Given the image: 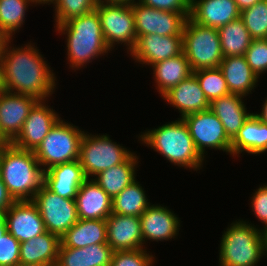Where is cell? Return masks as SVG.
I'll return each mask as SVG.
<instances>
[{"mask_svg":"<svg viewBox=\"0 0 267 266\" xmlns=\"http://www.w3.org/2000/svg\"><path fill=\"white\" fill-rule=\"evenodd\" d=\"M182 35L183 53L193 72L219 68L224 57L216 28L199 25L188 17Z\"/></svg>","mask_w":267,"mask_h":266,"instance_id":"7","label":"cell"},{"mask_svg":"<svg viewBox=\"0 0 267 266\" xmlns=\"http://www.w3.org/2000/svg\"><path fill=\"white\" fill-rule=\"evenodd\" d=\"M188 127L195 147L204 158L207 149L220 150L231 155V139L225 132L222 122L210 110L186 115L182 118Z\"/></svg>","mask_w":267,"mask_h":266,"instance_id":"11","label":"cell"},{"mask_svg":"<svg viewBox=\"0 0 267 266\" xmlns=\"http://www.w3.org/2000/svg\"><path fill=\"white\" fill-rule=\"evenodd\" d=\"M251 199V212L257 217L258 221L264 224L260 227L263 232L267 231V184L259 187L252 194Z\"/></svg>","mask_w":267,"mask_h":266,"instance_id":"40","label":"cell"},{"mask_svg":"<svg viewBox=\"0 0 267 266\" xmlns=\"http://www.w3.org/2000/svg\"><path fill=\"white\" fill-rule=\"evenodd\" d=\"M60 247L84 248L107 243L106 220L79 219L61 238Z\"/></svg>","mask_w":267,"mask_h":266,"instance_id":"28","label":"cell"},{"mask_svg":"<svg viewBox=\"0 0 267 266\" xmlns=\"http://www.w3.org/2000/svg\"><path fill=\"white\" fill-rule=\"evenodd\" d=\"M47 102L48 100L38 101L30 110L20 134L12 142L15 147L35 151L61 118Z\"/></svg>","mask_w":267,"mask_h":266,"instance_id":"13","label":"cell"},{"mask_svg":"<svg viewBox=\"0 0 267 266\" xmlns=\"http://www.w3.org/2000/svg\"><path fill=\"white\" fill-rule=\"evenodd\" d=\"M6 91V86H5V80H4V72H3V64L2 60L0 57V93Z\"/></svg>","mask_w":267,"mask_h":266,"instance_id":"46","label":"cell"},{"mask_svg":"<svg viewBox=\"0 0 267 266\" xmlns=\"http://www.w3.org/2000/svg\"><path fill=\"white\" fill-rule=\"evenodd\" d=\"M37 6L34 0H0V36L14 38L24 25L28 7Z\"/></svg>","mask_w":267,"mask_h":266,"instance_id":"32","label":"cell"},{"mask_svg":"<svg viewBox=\"0 0 267 266\" xmlns=\"http://www.w3.org/2000/svg\"><path fill=\"white\" fill-rule=\"evenodd\" d=\"M266 256L265 235L251 221L237 219L224 230L219 247V264L258 266Z\"/></svg>","mask_w":267,"mask_h":266,"instance_id":"5","label":"cell"},{"mask_svg":"<svg viewBox=\"0 0 267 266\" xmlns=\"http://www.w3.org/2000/svg\"><path fill=\"white\" fill-rule=\"evenodd\" d=\"M20 242L8 231L0 236V266H16L20 263Z\"/></svg>","mask_w":267,"mask_h":266,"instance_id":"38","label":"cell"},{"mask_svg":"<svg viewBox=\"0 0 267 266\" xmlns=\"http://www.w3.org/2000/svg\"><path fill=\"white\" fill-rule=\"evenodd\" d=\"M170 107L178 109L180 118L186 115L206 111L210 109V103L206 99L203 90L194 74L171 88L162 97Z\"/></svg>","mask_w":267,"mask_h":266,"instance_id":"20","label":"cell"},{"mask_svg":"<svg viewBox=\"0 0 267 266\" xmlns=\"http://www.w3.org/2000/svg\"><path fill=\"white\" fill-rule=\"evenodd\" d=\"M138 2L159 10L190 13V0H138Z\"/></svg>","mask_w":267,"mask_h":266,"instance_id":"42","label":"cell"},{"mask_svg":"<svg viewBox=\"0 0 267 266\" xmlns=\"http://www.w3.org/2000/svg\"><path fill=\"white\" fill-rule=\"evenodd\" d=\"M4 217L7 231L20 243L46 232L39 210L32 201H15Z\"/></svg>","mask_w":267,"mask_h":266,"instance_id":"17","label":"cell"},{"mask_svg":"<svg viewBox=\"0 0 267 266\" xmlns=\"http://www.w3.org/2000/svg\"><path fill=\"white\" fill-rule=\"evenodd\" d=\"M151 67L154 74L153 80L156 83L155 89L159 92L160 97L193 74L189 61L183 52L175 57L159 61Z\"/></svg>","mask_w":267,"mask_h":266,"instance_id":"27","label":"cell"},{"mask_svg":"<svg viewBox=\"0 0 267 266\" xmlns=\"http://www.w3.org/2000/svg\"><path fill=\"white\" fill-rule=\"evenodd\" d=\"M36 3H37V5L39 6V5H45V4H48V5H50V3L53 1V0H34Z\"/></svg>","mask_w":267,"mask_h":266,"instance_id":"49","label":"cell"},{"mask_svg":"<svg viewBox=\"0 0 267 266\" xmlns=\"http://www.w3.org/2000/svg\"><path fill=\"white\" fill-rule=\"evenodd\" d=\"M6 232H7V226L4 213H0V236H3Z\"/></svg>","mask_w":267,"mask_h":266,"instance_id":"47","label":"cell"},{"mask_svg":"<svg viewBox=\"0 0 267 266\" xmlns=\"http://www.w3.org/2000/svg\"><path fill=\"white\" fill-rule=\"evenodd\" d=\"M133 153L106 133L94 135L85 131L80 142L79 161L86 178L93 179L100 172L125 162Z\"/></svg>","mask_w":267,"mask_h":266,"instance_id":"8","label":"cell"},{"mask_svg":"<svg viewBox=\"0 0 267 266\" xmlns=\"http://www.w3.org/2000/svg\"><path fill=\"white\" fill-rule=\"evenodd\" d=\"M84 248L59 247L55 266H86Z\"/></svg>","mask_w":267,"mask_h":266,"instance_id":"41","label":"cell"},{"mask_svg":"<svg viewBox=\"0 0 267 266\" xmlns=\"http://www.w3.org/2000/svg\"><path fill=\"white\" fill-rule=\"evenodd\" d=\"M38 101L28 95L8 91L0 93V137L5 143H12L17 138L30 110Z\"/></svg>","mask_w":267,"mask_h":266,"instance_id":"14","label":"cell"},{"mask_svg":"<svg viewBox=\"0 0 267 266\" xmlns=\"http://www.w3.org/2000/svg\"><path fill=\"white\" fill-rule=\"evenodd\" d=\"M139 156L133 153L125 162L96 175L93 180L113 199L136 180Z\"/></svg>","mask_w":267,"mask_h":266,"instance_id":"29","label":"cell"},{"mask_svg":"<svg viewBox=\"0 0 267 266\" xmlns=\"http://www.w3.org/2000/svg\"><path fill=\"white\" fill-rule=\"evenodd\" d=\"M240 18L253 40L267 39V0L241 11Z\"/></svg>","mask_w":267,"mask_h":266,"instance_id":"34","label":"cell"},{"mask_svg":"<svg viewBox=\"0 0 267 266\" xmlns=\"http://www.w3.org/2000/svg\"><path fill=\"white\" fill-rule=\"evenodd\" d=\"M106 226L107 244L114 252L143 248L140 217L111 213L106 219Z\"/></svg>","mask_w":267,"mask_h":266,"instance_id":"18","label":"cell"},{"mask_svg":"<svg viewBox=\"0 0 267 266\" xmlns=\"http://www.w3.org/2000/svg\"><path fill=\"white\" fill-rule=\"evenodd\" d=\"M244 97L230 93L210 103V110L222 122L225 132L231 140L252 114L246 108Z\"/></svg>","mask_w":267,"mask_h":266,"instance_id":"25","label":"cell"},{"mask_svg":"<svg viewBox=\"0 0 267 266\" xmlns=\"http://www.w3.org/2000/svg\"><path fill=\"white\" fill-rule=\"evenodd\" d=\"M75 201L79 219L106 220L112 213L111 197L93 179L83 182Z\"/></svg>","mask_w":267,"mask_h":266,"instance_id":"21","label":"cell"},{"mask_svg":"<svg viewBox=\"0 0 267 266\" xmlns=\"http://www.w3.org/2000/svg\"><path fill=\"white\" fill-rule=\"evenodd\" d=\"M0 176L14 201H32L44 183L34 151L6 143L0 150Z\"/></svg>","mask_w":267,"mask_h":266,"instance_id":"4","label":"cell"},{"mask_svg":"<svg viewBox=\"0 0 267 266\" xmlns=\"http://www.w3.org/2000/svg\"><path fill=\"white\" fill-rule=\"evenodd\" d=\"M137 179L112 199V213L140 217L152 204Z\"/></svg>","mask_w":267,"mask_h":266,"instance_id":"30","label":"cell"},{"mask_svg":"<svg viewBox=\"0 0 267 266\" xmlns=\"http://www.w3.org/2000/svg\"><path fill=\"white\" fill-rule=\"evenodd\" d=\"M102 26V32L108 48L113 49L119 44L126 46L129 54L136 45L134 14L131 4L102 3L96 5Z\"/></svg>","mask_w":267,"mask_h":266,"instance_id":"9","label":"cell"},{"mask_svg":"<svg viewBox=\"0 0 267 266\" xmlns=\"http://www.w3.org/2000/svg\"><path fill=\"white\" fill-rule=\"evenodd\" d=\"M244 56L253 72L260 79L267 72V39L252 40Z\"/></svg>","mask_w":267,"mask_h":266,"instance_id":"37","label":"cell"},{"mask_svg":"<svg viewBox=\"0 0 267 266\" xmlns=\"http://www.w3.org/2000/svg\"><path fill=\"white\" fill-rule=\"evenodd\" d=\"M240 14L234 0H190L189 18L202 26L218 29Z\"/></svg>","mask_w":267,"mask_h":266,"instance_id":"19","label":"cell"},{"mask_svg":"<svg viewBox=\"0 0 267 266\" xmlns=\"http://www.w3.org/2000/svg\"><path fill=\"white\" fill-rule=\"evenodd\" d=\"M265 235V250H266V257H267V231L264 232Z\"/></svg>","mask_w":267,"mask_h":266,"instance_id":"51","label":"cell"},{"mask_svg":"<svg viewBox=\"0 0 267 266\" xmlns=\"http://www.w3.org/2000/svg\"><path fill=\"white\" fill-rule=\"evenodd\" d=\"M84 249L86 266H110L114 251L107 243L90 245Z\"/></svg>","mask_w":267,"mask_h":266,"instance_id":"39","label":"cell"},{"mask_svg":"<svg viewBox=\"0 0 267 266\" xmlns=\"http://www.w3.org/2000/svg\"><path fill=\"white\" fill-rule=\"evenodd\" d=\"M240 11L247 9L261 0H234Z\"/></svg>","mask_w":267,"mask_h":266,"instance_id":"44","label":"cell"},{"mask_svg":"<svg viewBox=\"0 0 267 266\" xmlns=\"http://www.w3.org/2000/svg\"><path fill=\"white\" fill-rule=\"evenodd\" d=\"M135 1L138 0H97L98 4H102V3H126V4H132Z\"/></svg>","mask_w":267,"mask_h":266,"instance_id":"48","label":"cell"},{"mask_svg":"<svg viewBox=\"0 0 267 266\" xmlns=\"http://www.w3.org/2000/svg\"><path fill=\"white\" fill-rule=\"evenodd\" d=\"M143 248L148 240L168 241L179 234L180 219L174 211L164 205L152 204L140 216ZM176 236V237H175Z\"/></svg>","mask_w":267,"mask_h":266,"instance_id":"16","label":"cell"},{"mask_svg":"<svg viewBox=\"0 0 267 266\" xmlns=\"http://www.w3.org/2000/svg\"><path fill=\"white\" fill-rule=\"evenodd\" d=\"M16 266H49V265H46V264H22V263H19Z\"/></svg>","mask_w":267,"mask_h":266,"instance_id":"50","label":"cell"},{"mask_svg":"<svg viewBox=\"0 0 267 266\" xmlns=\"http://www.w3.org/2000/svg\"><path fill=\"white\" fill-rule=\"evenodd\" d=\"M137 39L142 35L177 36L183 34L190 13H176L151 8L135 1L131 4Z\"/></svg>","mask_w":267,"mask_h":266,"instance_id":"12","label":"cell"},{"mask_svg":"<svg viewBox=\"0 0 267 266\" xmlns=\"http://www.w3.org/2000/svg\"><path fill=\"white\" fill-rule=\"evenodd\" d=\"M12 41L5 38L0 44L6 91L49 100L57 87L51 66L31 41L18 47L11 46Z\"/></svg>","mask_w":267,"mask_h":266,"instance_id":"1","label":"cell"},{"mask_svg":"<svg viewBox=\"0 0 267 266\" xmlns=\"http://www.w3.org/2000/svg\"><path fill=\"white\" fill-rule=\"evenodd\" d=\"M14 202L0 176V213H5Z\"/></svg>","mask_w":267,"mask_h":266,"instance_id":"43","label":"cell"},{"mask_svg":"<svg viewBox=\"0 0 267 266\" xmlns=\"http://www.w3.org/2000/svg\"><path fill=\"white\" fill-rule=\"evenodd\" d=\"M32 202L39 210L46 231L60 238L79 220L75 199L60 197L44 184Z\"/></svg>","mask_w":267,"mask_h":266,"instance_id":"10","label":"cell"},{"mask_svg":"<svg viewBox=\"0 0 267 266\" xmlns=\"http://www.w3.org/2000/svg\"><path fill=\"white\" fill-rule=\"evenodd\" d=\"M265 152H267V124L252 113L231 140V155L233 158L240 157L241 153L257 156Z\"/></svg>","mask_w":267,"mask_h":266,"instance_id":"23","label":"cell"},{"mask_svg":"<svg viewBox=\"0 0 267 266\" xmlns=\"http://www.w3.org/2000/svg\"><path fill=\"white\" fill-rule=\"evenodd\" d=\"M56 27V28H55ZM56 31L65 37L66 54L69 68L84 69L87 64L101 56L111 53L104 39L101 20L97 10L72 18L54 26Z\"/></svg>","mask_w":267,"mask_h":266,"instance_id":"2","label":"cell"},{"mask_svg":"<svg viewBox=\"0 0 267 266\" xmlns=\"http://www.w3.org/2000/svg\"><path fill=\"white\" fill-rule=\"evenodd\" d=\"M183 52V35H142L129 56L139 65L151 66L159 61L175 57Z\"/></svg>","mask_w":267,"mask_h":266,"instance_id":"15","label":"cell"},{"mask_svg":"<svg viewBox=\"0 0 267 266\" xmlns=\"http://www.w3.org/2000/svg\"><path fill=\"white\" fill-rule=\"evenodd\" d=\"M50 4L55 9L53 17L56 26L95 10L98 3L97 0H53Z\"/></svg>","mask_w":267,"mask_h":266,"instance_id":"35","label":"cell"},{"mask_svg":"<svg viewBox=\"0 0 267 266\" xmlns=\"http://www.w3.org/2000/svg\"><path fill=\"white\" fill-rule=\"evenodd\" d=\"M206 99L213 100L230 94L226 80L219 68L199 69L193 72Z\"/></svg>","mask_w":267,"mask_h":266,"instance_id":"33","label":"cell"},{"mask_svg":"<svg viewBox=\"0 0 267 266\" xmlns=\"http://www.w3.org/2000/svg\"><path fill=\"white\" fill-rule=\"evenodd\" d=\"M217 30L223 57L243 56L253 40L241 18L233 20Z\"/></svg>","mask_w":267,"mask_h":266,"instance_id":"31","label":"cell"},{"mask_svg":"<svg viewBox=\"0 0 267 266\" xmlns=\"http://www.w3.org/2000/svg\"><path fill=\"white\" fill-rule=\"evenodd\" d=\"M219 69L232 94H239L246 98L258 86L259 78L249 66L244 55L224 57Z\"/></svg>","mask_w":267,"mask_h":266,"instance_id":"24","label":"cell"},{"mask_svg":"<svg viewBox=\"0 0 267 266\" xmlns=\"http://www.w3.org/2000/svg\"><path fill=\"white\" fill-rule=\"evenodd\" d=\"M85 130L60 118L34 151L44 171L79 160L80 142Z\"/></svg>","mask_w":267,"mask_h":266,"instance_id":"6","label":"cell"},{"mask_svg":"<svg viewBox=\"0 0 267 266\" xmlns=\"http://www.w3.org/2000/svg\"><path fill=\"white\" fill-rule=\"evenodd\" d=\"M79 160L59 164L44 171V185L53 193L75 199L77 191L86 180Z\"/></svg>","mask_w":267,"mask_h":266,"instance_id":"22","label":"cell"},{"mask_svg":"<svg viewBox=\"0 0 267 266\" xmlns=\"http://www.w3.org/2000/svg\"><path fill=\"white\" fill-rule=\"evenodd\" d=\"M5 141L0 137V150L2 149V147L5 145Z\"/></svg>","mask_w":267,"mask_h":266,"instance_id":"52","label":"cell"},{"mask_svg":"<svg viewBox=\"0 0 267 266\" xmlns=\"http://www.w3.org/2000/svg\"><path fill=\"white\" fill-rule=\"evenodd\" d=\"M60 237L48 231L20 243V263L55 266L60 247Z\"/></svg>","mask_w":267,"mask_h":266,"instance_id":"26","label":"cell"},{"mask_svg":"<svg viewBox=\"0 0 267 266\" xmlns=\"http://www.w3.org/2000/svg\"><path fill=\"white\" fill-rule=\"evenodd\" d=\"M141 248L132 251H115L112 255L110 266H154L155 255Z\"/></svg>","mask_w":267,"mask_h":266,"instance_id":"36","label":"cell"},{"mask_svg":"<svg viewBox=\"0 0 267 266\" xmlns=\"http://www.w3.org/2000/svg\"><path fill=\"white\" fill-rule=\"evenodd\" d=\"M177 119L140 132L138 141L162 155L171 164L197 172L203 168L205 159L196 149L184 120Z\"/></svg>","mask_w":267,"mask_h":266,"instance_id":"3","label":"cell"},{"mask_svg":"<svg viewBox=\"0 0 267 266\" xmlns=\"http://www.w3.org/2000/svg\"><path fill=\"white\" fill-rule=\"evenodd\" d=\"M260 113H254V115L263 123L267 124V98L263 101Z\"/></svg>","mask_w":267,"mask_h":266,"instance_id":"45","label":"cell"}]
</instances>
